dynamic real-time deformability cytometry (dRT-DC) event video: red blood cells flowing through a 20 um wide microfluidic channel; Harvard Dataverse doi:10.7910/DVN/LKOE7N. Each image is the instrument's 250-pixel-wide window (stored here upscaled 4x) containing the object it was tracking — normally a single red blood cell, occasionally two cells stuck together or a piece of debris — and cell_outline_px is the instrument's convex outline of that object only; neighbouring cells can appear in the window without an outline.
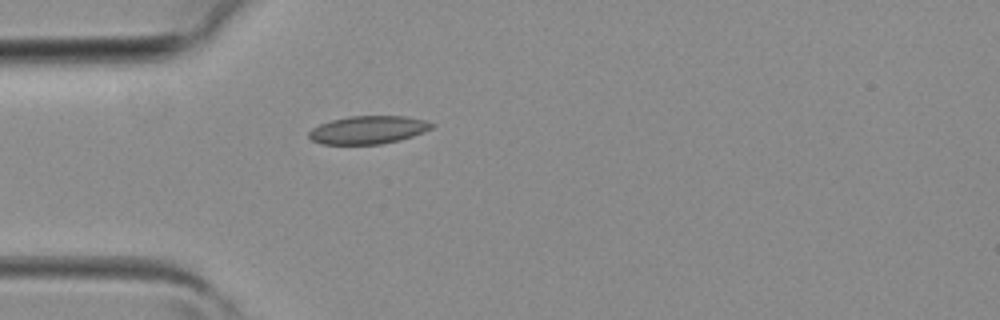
{"species": "common noctule bat (a hibernating species)", "species_latin": "Nyctalus noctula", "temperature_condition": "room temperature", "stored_images_in_passage": 1, "camera_frame_rate_fps": 3000, "um_per_image_px": 0.085, "animal": {"sex": "female", "body_mass_g": 19.3, "forearm_length_mm": 54.1}, "frame": {"image": 1, "passage_image": 1, "time_ms": 0.0, "image_size_px": [1000, 320], "cell_outline_px": [[436, 124], [432, 128], [424, 132], [400, 140], [380, 144], [320, 144], [312, 140], [308, 136], [308, 132], [312, 128], [320, 124], [332, 120], [348, 116], [404, 116], [424, 120]], "centroid_in_image_um": [31.29, 11.04], "position_along_channel_um": 53.7, "area_um2": 20.06}}